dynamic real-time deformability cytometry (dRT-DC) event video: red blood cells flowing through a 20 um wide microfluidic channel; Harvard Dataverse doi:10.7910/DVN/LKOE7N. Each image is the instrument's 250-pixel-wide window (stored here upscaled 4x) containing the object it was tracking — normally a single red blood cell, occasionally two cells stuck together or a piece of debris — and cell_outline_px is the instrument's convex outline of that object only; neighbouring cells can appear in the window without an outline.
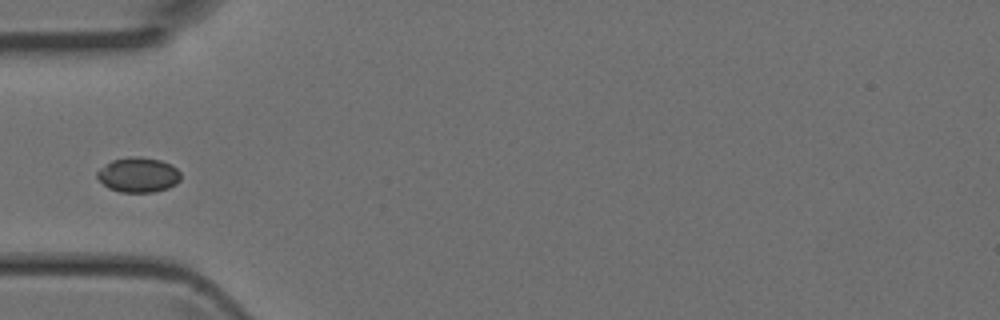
{"species": "Egyptian fruit bat (a non-hibernating species)", "species_latin": "Rousettus aegyptiacus", "temperature_condition": "room temperature", "stored_images_in_passage": 5, "camera_frame_rate_fps": 3000, "um_per_image_px": 0.085, "animal": {"sex": "female"}, "frame": {"image": 1, "passage_image": 4, "time_ms": 1.0, "image_size_px": [1000, 320], "cell_outline_px": [[180, 180], [176, 184], [168, 188], [152, 192], [120, 192], [108, 188], [96, 176], [96, 172], [100, 168], [112, 160], [128, 156], [140, 156], [160, 160], [172, 164], [180, 172]], "centroid_in_image_um": [11.76, 14.85], "position_along_channel_um": 73.2, "area_um2": 17.11}}
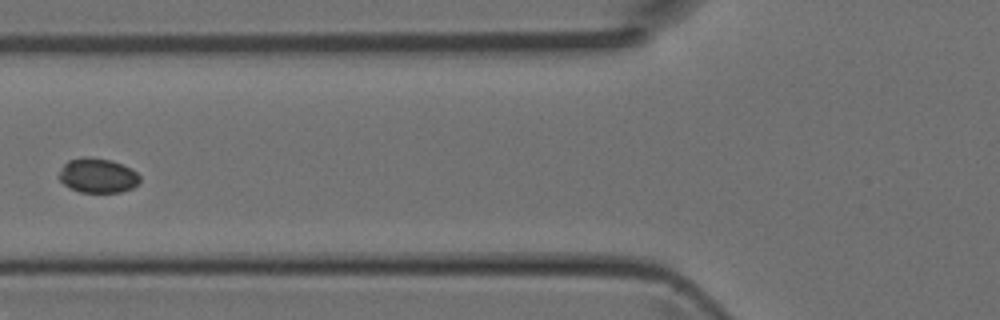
{"frame": {"image": 2, "passage_image": 5, "time_ms": 1.333, "image_size_px": [1000, 320], "cell_outline_px": [[140, 180], [132, 188], [120, 192], [80, 192], [64, 184], [56, 176], [64, 164], [68, 160], [84, 156], [88, 156], [112, 160], [132, 168], [140, 176]], "centroid_in_image_um": [8.29, 14.9], "position_along_channel_um": 117.5, "area_um2": 16.42}}